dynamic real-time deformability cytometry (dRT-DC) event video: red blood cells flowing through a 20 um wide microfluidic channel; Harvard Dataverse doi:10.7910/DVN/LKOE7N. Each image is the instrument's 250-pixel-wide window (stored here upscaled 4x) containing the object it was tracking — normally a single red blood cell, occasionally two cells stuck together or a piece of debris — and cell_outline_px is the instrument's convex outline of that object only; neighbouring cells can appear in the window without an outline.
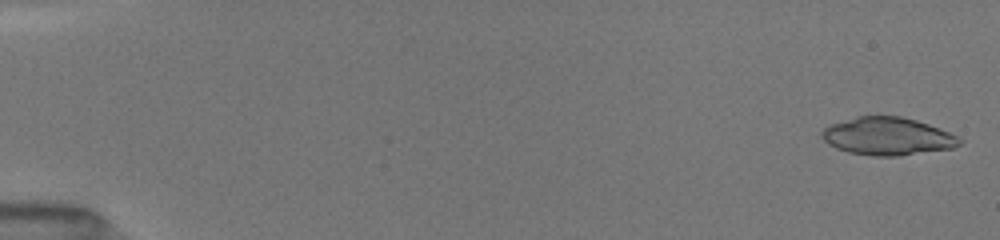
{"species": "common noctule bat (a hibernating species)", "species_latin": "Nyctalus noctula", "temperature_condition": "room temperature", "stored_images_in_passage": 109, "camera_frame_rate_fps": 3000, "um_per_image_px": 0.085, "animal": {"sex": "female", "body_mass_g": 19.5, "forearm_length_mm": 54.1}, "frame": {"image": 1, "passage_image": 1, "time_ms": 0.0, "image_size_px": [1000, 240], "cell_outline_px": [[964, 140], [960, 144], [952, 148], [900, 156], [872, 156], [848, 152], [836, 148], [828, 144], [820, 136], [820, 132], [828, 124], [856, 116], [900, 116], [916, 120], [928, 124], [948, 132]], "centroid_in_image_um": [75.4, 11.58], "position_along_channel_um": 9.6, "area_um2": 30.46}}